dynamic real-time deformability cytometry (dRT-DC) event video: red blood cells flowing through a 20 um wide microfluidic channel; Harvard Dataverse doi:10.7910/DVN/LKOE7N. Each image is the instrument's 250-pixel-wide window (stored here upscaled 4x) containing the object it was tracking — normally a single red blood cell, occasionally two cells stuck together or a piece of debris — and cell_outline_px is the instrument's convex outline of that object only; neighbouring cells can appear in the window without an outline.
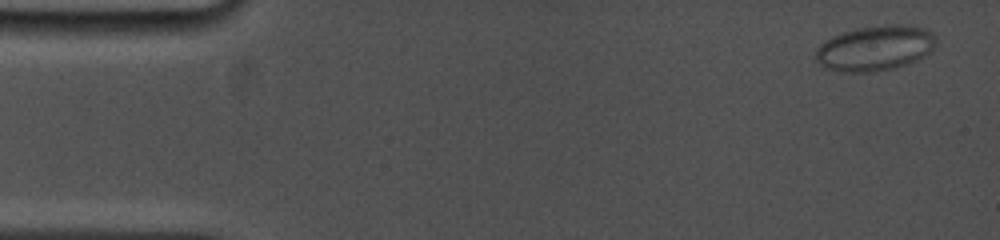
{"species": "common noctule bat (a hibernating species)", "species_latin": "Nyctalus noctula", "temperature_condition": "cold", "stored_images_in_passage": 6, "camera_frame_rate_fps": 5000, "um_per_image_px": 0.085, "animal": {"sex": "female", "body_mass_g": 19.0, "forearm_length_mm": 53.3}, "frame": {"image": 1, "passage_image": 1, "time_ms": 0.0, "image_size_px": [1000, 240], "cell_outline_px": [[936, 44], [924, 56], [916, 60], [892, 68], [872, 72], [844, 72], [828, 68], [820, 64], [816, 60], [816, 48], [820, 44], [832, 36], [856, 28], [892, 24], [900, 24], [928, 28], [936, 36]], "centroid_in_image_um": [74.39, 4.07], "position_along_channel_um": 10.6, "area_um2": 31.56}}
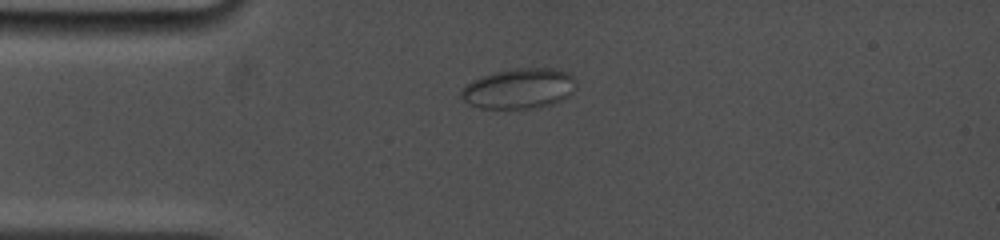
{"frame": {"image": 2, "passage_image": 5, "time_ms": 3.4, "image_size_px": [1000, 240], "cell_outline_px": [[576, 88], [568, 96], [552, 104], [532, 108], [480, 108], [468, 104], [460, 96], [460, 92], [472, 80], [480, 76], [512, 68], [552, 68], [568, 72], [576, 80]], "centroid_in_image_um": [44.13, 7.52], "position_along_channel_um": 40.9, "area_um2": 26.99}}